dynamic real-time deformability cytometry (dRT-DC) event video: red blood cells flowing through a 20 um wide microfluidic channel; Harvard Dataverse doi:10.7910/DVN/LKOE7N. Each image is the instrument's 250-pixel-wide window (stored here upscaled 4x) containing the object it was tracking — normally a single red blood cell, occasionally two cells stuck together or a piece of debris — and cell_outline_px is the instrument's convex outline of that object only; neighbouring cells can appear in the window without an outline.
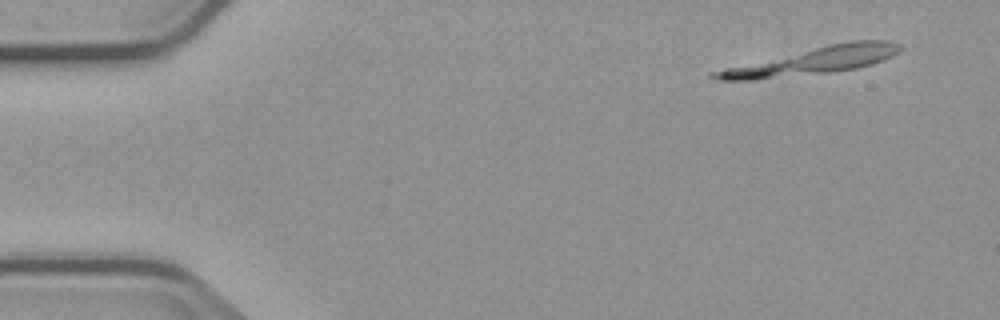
{"species": "common noctule bat (a hibernating species)", "species_latin": "Nyctalus noctula", "temperature_condition": "cold", "stored_images_in_passage": 6, "segment_of_instrument_passage": [1, 2], "camera_frame_rate_fps": 3000, "um_per_image_px": 0.085, "animal": {"sex": "male", "body_mass_g": 23.1, "forearm_length_mm": 52.7}, "frame": {"image": 1, "passage_image": 1, "time_ms": 0.0, "image_size_px": [1000, 320], "cell_outline_px": [[900, 52], [892, 56], [872, 64], [856, 68], [832, 72], [756, 80], [720, 80], [708, 76], [708, 72], [724, 68], [828, 44], [852, 40], [888, 40], [900, 44]], "centroid_in_image_um": [69.06, 5.18], "position_along_channel_um": 15.9, "area_um2": 29.36}}